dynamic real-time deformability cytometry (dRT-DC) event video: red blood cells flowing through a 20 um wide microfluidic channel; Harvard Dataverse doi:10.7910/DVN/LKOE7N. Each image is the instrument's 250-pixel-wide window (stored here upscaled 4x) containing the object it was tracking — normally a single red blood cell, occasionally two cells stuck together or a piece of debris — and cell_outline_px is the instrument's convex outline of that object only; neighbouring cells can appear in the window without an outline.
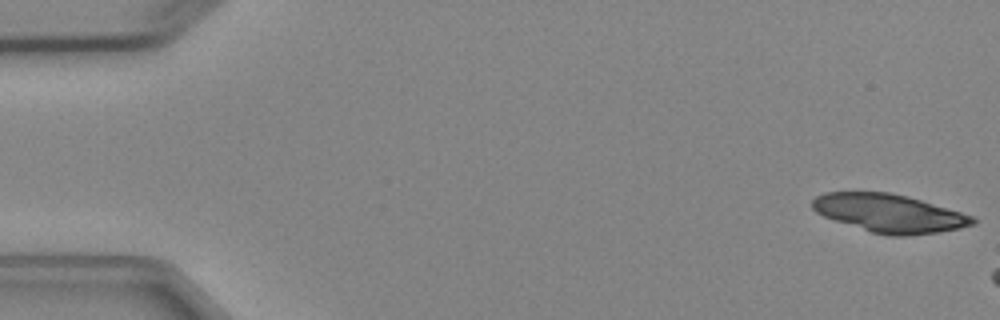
{"species": "Egyptian fruit bat (a non-hibernating species)", "species_latin": "Rousettus aegyptiacus", "temperature_condition": "cold", "stored_images_in_passage": 5, "camera_frame_rate_fps": 3000, "um_per_image_px": 0.085, "animal": {"sex": "female"}, "frame": {"image": 1, "passage_image": 1, "time_ms": 0.0, "image_size_px": [1000, 320], "cell_outline_px": [[976, 224], [960, 228], [940, 232], [908, 236], [888, 236], [872, 232], [824, 216], [816, 212], [812, 208], [812, 200], [816, 196], [824, 192], [888, 192], [908, 196], [960, 212], [972, 216], [976, 220]], "centroid_in_image_um": [75.6, 18.13], "position_along_channel_um": 9.4, "area_um2": 35.49}}